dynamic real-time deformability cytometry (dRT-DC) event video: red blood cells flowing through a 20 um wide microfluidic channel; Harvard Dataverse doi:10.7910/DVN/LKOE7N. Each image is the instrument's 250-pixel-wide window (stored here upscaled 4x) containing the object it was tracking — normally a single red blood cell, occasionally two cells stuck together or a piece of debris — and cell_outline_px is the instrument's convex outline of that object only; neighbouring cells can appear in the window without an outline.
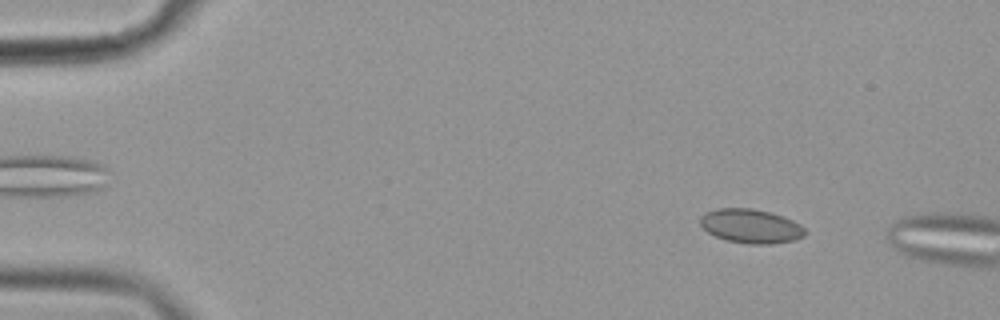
{"species": "common noctule bat (a hibernating species)", "species_latin": "Nyctalus noctula", "temperature_condition": "cold", "stored_images_in_passage": 11, "camera_frame_rate_fps": 3000, "um_per_image_px": 0.085, "animal": {"sex": "female", "body_mass_g": 19.9}, "frame": {"image": 1, "passage_image": 8, "time_ms": 2.333, "image_size_px": [1000, 320], "cell_outline_px": [[804, 236], [792, 240], [772, 244], [748, 244], [728, 240], [716, 236], [708, 232], [700, 224], [700, 216], [704, 212], [716, 208], [752, 208], [784, 216], [800, 224], [804, 228]], "centroid_in_image_um": [63.79, 19.21], "position_along_channel_um": 21.2, "area_um2": 20.75}}